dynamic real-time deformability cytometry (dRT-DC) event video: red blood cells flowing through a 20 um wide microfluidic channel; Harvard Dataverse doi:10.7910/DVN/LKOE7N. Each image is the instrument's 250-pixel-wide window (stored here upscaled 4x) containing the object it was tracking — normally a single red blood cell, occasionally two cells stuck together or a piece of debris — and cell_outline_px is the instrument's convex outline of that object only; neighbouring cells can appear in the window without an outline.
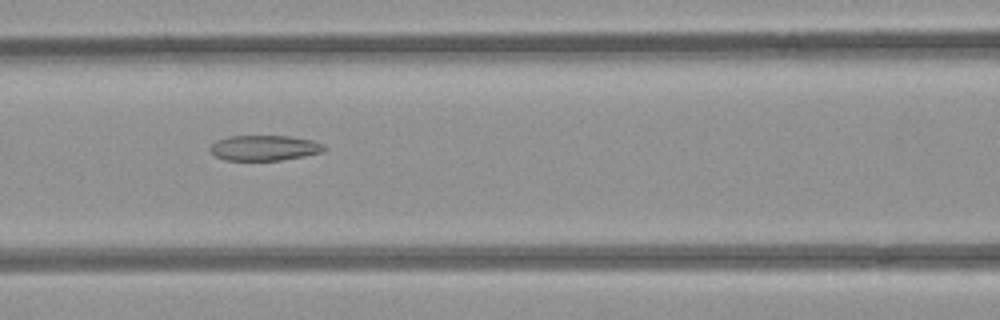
{"species": "common noctule bat (a hibernating species)", "species_latin": "Nyctalus noctula", "temperature_condition": "room temperature", "stored_images_in_passage": 36, "camera_frame_rate_fps": 3000, "um_per_image_px": 0.085, "animal": {"sex": "female", "body_mass_g": 21.9}, "frame": {"image": 1, "passage_image": 6, "time_ms": 1.667, "image_size_px": [1000, 320], "cell_outline_px": [[324, 152], [304, 156], [280, 160], [224, 160], [216, 156], [208, 148], [216, 140], [228, 136], [288, 136], [312, 140], [320, 144], [324, 148]], "centroid_in_image_um": [22.43, 12.57], "position_along_channel_um": 144.2, "area_um2": 16.7}}
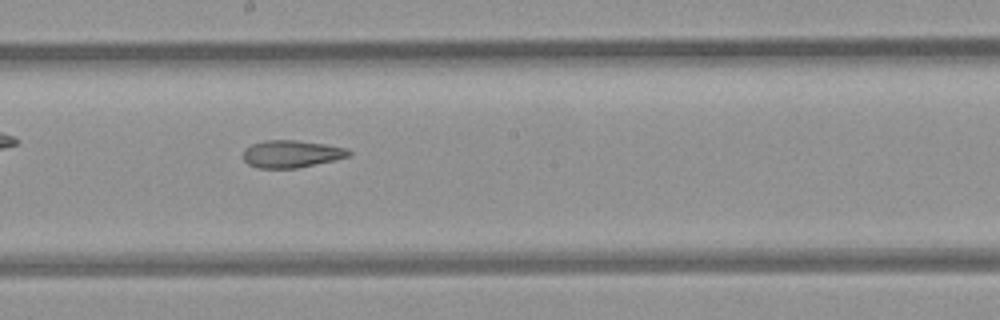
{"frame": {"image": 2, "passage_image": 12, "time_ms": 3.667, "image_size_px": [1000, 320], "cell_outline_px": [[352, 156], [296, 168], [256, 168], [248, 164], [244, 160], [244, 148], [252, 144], [264, 140], [296, 140], [324, 144], [348, 148], [352, 152]], "centroid_in_image_um": [24.78, 13.08], "position_along_channel_um": 223.4, "area_um2": 16.88}}
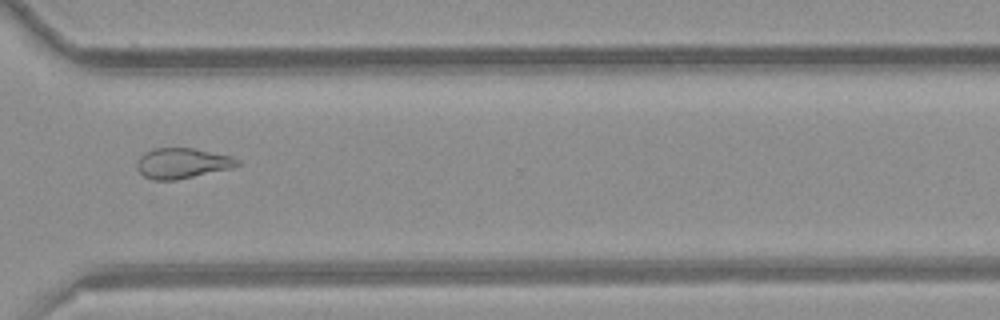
{"frame": {"image": 3, "passage_image": 22, "time_ms": 7.0, "image_size_px": [1000, 320], "cell_outline_px": [[240, 164], [228, 168], [176, 180], [152, 180], [144, 176], [136, 168], [136, 164], [140, 156], [144, 152], [152, 148], [192, 148], [232, 156], [240, 160]], "centroid_in_image_um": [15.43, 13.86], "position_along_channel_um": 355.2, "area_um2": 17.63}}